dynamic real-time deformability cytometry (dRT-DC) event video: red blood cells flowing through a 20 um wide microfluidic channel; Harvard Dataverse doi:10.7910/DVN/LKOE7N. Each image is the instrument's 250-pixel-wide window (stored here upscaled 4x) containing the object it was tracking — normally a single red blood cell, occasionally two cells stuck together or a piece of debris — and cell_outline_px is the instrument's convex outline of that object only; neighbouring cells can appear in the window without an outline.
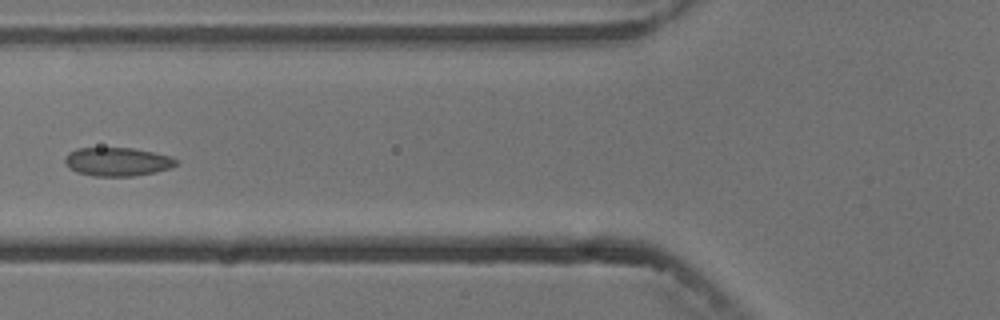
{"species": "common noctule bat (a hibernating species)", "species_latin": "Nyctalus noctula", "temperature_condition": "cold", "stored_images_in_passage": 5, "camera_frame_rate_fps": 3000, "um_per_image_px": 0.085, "animal": {"sex": "male", "body_mass_g": 13.3}, "frame": {"image": 1, "passage_image": 5, "time_ms": 5.667, "image_size_px": [1000, 320], "cell_outline_px": [[180, 164], [172, 168], [156, 172], [136, 176], [92, 176], [76, 172], [68, 168], [64, 164], [64, 156], [68, 152], [76, 148], [132, 148], [172, 156], [180, 160]], "centroid_in_image_um": [9.99, 13.75], "position_along_channel_um": 115.8, "area_um2": 19.02}}